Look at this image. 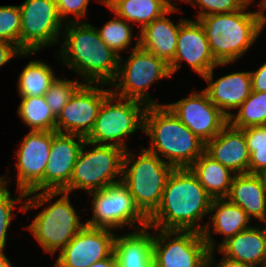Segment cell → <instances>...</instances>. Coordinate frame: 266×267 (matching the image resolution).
Instances as JSON below:
<instances>
[{
    "label": "cell",
    "mask_w": 266,
    "mask_h": 267,
    "mask_svg": "<svg viewBox=\"0 0 266 267\" xmlns=\"http://www.w3.org/2000/svg\"><path fill=\"white\" fill-rule=\"evenodd\" d=\"M211 202V196L190 168H174L157 210L148 218V226L151 229L202 233L205 226L198 221L210 214Z\"/></svg>",
    "instance_id": "6da1fadb"
},
{
    "label": "cell",
    "mask_w": 266,
    "mask_h": 267,
    "mask_svg": "<svg viewBox=\"0 0 266 267\" xmlns=\"http://www.w3.org/2000/svg\"><path fill=\"white\" fill-rule=\"evenodd\" d=\"M64 27V43L59 52L62 64L75 71L84 83L110 85L116 78L120 56L91 24L70 22Z\"/></svg>",
    "instance_id": "7a4b0ae2"
},
{
    "label": "cell",
    "mask_w": 266,
    "mask_h": 267,
    "mask_svg": "<svg viewBox=\"0 0 266 267\" xmlns=\"http://www.w3.org/2000/svg\"><path fill=\"white\" fill-rule=\"evenodd\" d=\"M258 11L247 8L230 13L199 18L208 39L211 54L217 63H234L254 44L266 24L265 3Z\"/></svg>",
    "instance_id": "3957f363"
},
{
    "label": "cell",
    "mask_w": 266,
    "mask_h": 267,
    "mask_svg": "<svg viewBox=\"0 0 266 267\" xmlns=\"http://www.w3.org/2000/svg\"><path fill=\"white\" fill-rule=\"evenodd\" d=\"M143 132L150 137V147L146 150L161 156L174 168H189L205 152V142L166 104L147 106Z\"/></svg>",
    "instance_id": "277c9868"
},
{
    "label": "cell",
    "mask_w": 266,
    "mask_h": 267,
    "mask_svg": "<svg viewBox=\"0 0 266 267\" xmlns=\"http://www.w3.org/2000/svg\"><path fill=\"white\" fill-rule=\"evenodd\" d=\"M58 195L61 197L57 201L40 211L33 222L25 227L42 246L43 251L51 253L52 256L58 250L61 252L86 225L85 222L79 221V215L69 199L70 193L63 190L29 192L27 200L20 208V211L27 213L30 208L38 209Z\"/></svg>",
    "instance_id": "5b68a950"
},
{
    "label": "cell",
    "mask_w": 266,
    "mask_h": 267,
    "mask_svg": "<svg viewBox=\"0 0 266 267\" xmlns=\"http://www.w3.org/2000/svg\"><path fill=\"white\" fill-rule=\"evenodd\" d=\"M131 152L127 149L124 153L121 182L148 219L157 210L174 167L146 149H142L137 158Z\"/></svg>",
    "instance_id": "8992f818"
},
{
    "label": "cell",
    "mask_w": 266,
    "mask_h": 267,
    "mask_svg": "<svg viewBox=\"0 0 266 267\" xmlns=\"http://www.w3.org/2000/svg\"><path fill=\"white\" fill-rule=\"evenodd\" d=\"M136 38V45L126 62H122L121 56L119 58L116 78L110 84L111 92L122 98L140 101L146 106L160 105L148 94L149 87L155 80L171 78L169 65L140 48L139 36Z\"/></svg>",
    "instance_id": "52a82bcc"
},
{
    "label": "cell",
    "mask_w": 266,
    "mask_h": 267,
    "mask_svg": "<svg viewBox=\"0 0 266 267\" xmlns=\"http://www.w3.org/2000/svg\"><path fill=\"white\" fill-rule=\"evenodd\" d=\"M146 108L140 101L122 98L111 92L100 106L94 128L86 141L117 146L126 151L124 139L137 129H144Z\"/></svg>",
    "instance_id": "ba28073f"
},
{
    "label": "cell",
    "mask_w": 266,
    "mask_h": 267,
    "mask_svg": "<svg viewBox=\"0 0 266 267\" xmlns=\"http://www.w3.org/2000/svg\"><path fill=\"white\" fill-rule=\"evenodd\" d=\"M87 145L94 147L85 152ZM124 153L125 150L117 146L85 141L73 167L69 185L63 191L70 193L83 189L89 193L121 182ZM118 176L121 178L117 179Z\"/></svg>",
    "instance_id": "9c48e42d"
},
{
    "label": "cell",
    "mask_w": 266,
    "mask_h": 267,
    "mask_svg": "<svg viewBox=\"0 0 266 267\" xmlns=\"http://www.w3.org/2000/svg\"><path fill=\"white\" fill-rule=\"evenodd\" d=\"M154 230L157 235H153V267H212L214 264V249L209 250L202 233Z\"/></svg>",
    "instance_id": "30bf717a"
},
{
    "label": "cell",
    "mask_w": 266,
    "mask_h": 267,
    "mask_svg": "<svg viewBox=\"0 0 266 267\" xmlns=\"http://www.w3.org/2000/svg\"><path fill=\"white\" fill-rule=\"evenodd\" d=\"M88 194L93 197V215L85 222L86 225L111 230L127 225L133 226L135 230L148 226V219L137 208L128 188L122 182Z\"/></svg>",
    "instance_id": "8fae6325"
},
{
    "label": "cell",
    "mask_w": 266,
    "mask_h": 267,
    "mask_svg": "<svg viewBox=\"0 0 266 267\" xmlns=\"http://www.w3.org/2000/svg\"><path fill=\"white\" fill-rule=\"evenodd\" d=\"M21 12L20 51L38 52L57 45L65 23L60 19L57 5L50 0H25Z\"/></svg>",
    "instance_id": "7c38bea8"
},
{
    "label": "cell",
    "mask_w": 266,
    "mask_h": 267,
    "mask_svg": "<svg viewBox=\"0 0 266 267\" xmlns=\"http://www.w3.org/2000/svg\"><path fill=\"white\" fill-rule=\"evenodd\" d=\"M103 85L83 83L56 117L55 131L86 139L94 128L100 106L111 93V88L104 89Z\"/></svg>",
    "instance_id": "4fadbf2b"
},
{
    "label": "cell",
    "mask_w": 266,
    "mask_h": 267,
    "mask_svg": "<svg viewBox=\"0 0 266 267\" xmlns=\"http://www.w3.org/2000/svg\"><path fill=\"white\" fill-rule=\"evenodd\" d=\"M51 144L52 131H30L25 135L15 151L18 191H45V168Z\"/></svg>",
    "instance_id": "5bb4252c"
},
{
    "label": "cell",
    "mask_w": 266,
    "mask_h": 267,
    "mask_svg": "<svg viewBox=\"0 0 266 267\" xmlns=\"http://www.w3.org/2000/svg\"><path fill=\"white\" fill-rule=\"evenodd\" d=\"M114 232L85 225L64 247L52 267H89L114 252Z\"/></svg>",
    "instance_id": "9a60e30c"
},
{
    "label": "cell",
    "mask_w": 266,
    "mask_h": 267,
    "mask_svg": "<svg viewBox=\"0 0 266 267\" xmlns=\"http://www.w3.org/2000/svg\"><path fill=\"white\" fill-rule=\"evenodd\" d=\"M179 120L205 143L213 139L228 124V117L209 99L207 93L190 96L166 104Z\"/></svg>",
    "instance_id": "2e32d148"
},
{
    "label": "cell",
    "mask_w": 266,
    "mask_h": 267,
    "mask_svg": "<svg viewBox=\"0 0 266 267\" xmlns=\"http://www.w3.org/2000/svg\"><path fill=\"white\" fill-rule=\"evenodd\" d=\"M186 61L202 78L212 69L227 63H217L213 58L203 26L198 20L187 19L179 29L177 48L169 64L171 75ZM181 62V63H180Z\"/></svg>",
    "instance_id": "e0dca14e"
},
{
    "label": "cell",
    "mask_w": 266,
    "mask_h": 267,
    "mask_svg": "<svg viewBox=\"0 0 266 267\" xmlns=\"http://www.w3.org/2000/svg\"><path fill=\"white\" fill-rule=\"evenodd\" d=\"M86 139L52 131V144L45 168V191H62L70 182L73 167Z\"/></svg>",
    "instance_id": "ac0fdd59"
},
{
    "label": "cell",
    "mask_w": 266,
    "mask_h": 267,
    "mask_svg": "<svg viewBox=\"0 0 266 267\" xmlns=\"http://www.w3.org/2000/svg\"><path fill=\"white\" fill-rule=\"evenodd\" d=\"M213 70L214 68L203 77L208 83L203 90L210 101L222 113L230 117L232 114L230 109H238L252 92L250 71L233 72L214 81Z\"/></svg>",
    "instance_id": "d6986e66"
},
{
    "label": "cell",
    "mask_w": 266,
    "mask_h": 267,
    "mask_svg": "<svg viewBox=\"0 0 266 267\" xmlns=\"http://www.w3.org/2000/svg\"><path fill=\"white\" fill-rule=\"evenodd\" d=\"M205 152L235 174L248 173L249 152L242 129L229 123L205 143Z\"/></svg>",
    "instance_id": "ffe728a7"
},
{
    "label": "cell",
    "mask_w": 266,
    "mask_h": 267,
    "mask_svg": "<svg viewBox=\"0 0 266 267\" xmlns=\"http://www.w3.org/2000/svg\"><path fill=\"white\" fill-rule=\"evenodd\" d=\"M179 11L178 8L169 9L161 17L145 25L139 34V47L163 59L168 65L173 61L177 48V37L180 26L187 20L181 18L174 24L169 13Z\"/></svg>",
    "instance_id": "44dd1931"
},
{
    "label": "cell",
    "mask_w": 266,
    "mask_h": 267,
    "mask_svg": "<svg viewBox=\"0 0 266 267\" xmlns=\"http://www.w3.org/2000/svg\"><path fill=\"white\" fill-rule=\"evenodd\" d=\"M212 212L213 215H211L210 218L213 226H210V222L208 224L206 223L205 229L202 232L209 250L218 247L211 236L210 230H212V228L215 233L223 234L225 236L219 244L220 246L228 238L251 227L248 225L251 219L247 216L246 212L238 205L229 202L226 198L212 199L210 214H212Z\"/></svg>",
    "instance_id": "7402d4cb"
},
{
    "label": "cell",
    "mask_w": 266,
    "mask_h": 267,
    "mask_svg": "<svg viewBox=\"0 0 266 267\" xmlns=\"http://www.w3.org/2000/svg\"><path fill=\"white\" fill-rule=\"evenodd\" d=\"M222 255L256 267L266 265V227H253L224 241L218 249Z\"/></svg>",
    "instance_id": "603a6c76"
},
{
    "label": "cell",
    "mask_w": 266,
    "mask_h": 267,
    "mask_svg": "<svg viewBox=\"0 0 266 267\" xmlns=\"http://www.w3.org/2000/svg\"><path fill=\"white\" fill-rule=\"evenodd\" d=\"M149 228L115 235L114 254L118 267H153V233Z\"/></svg>",
    "instance_id": "cb8c5ba5"
},
{
    "label": "cell",
    "mask_w": 266,
    "mask_h": 267,
    "mask_svg": "<svg viewBox=\"0 0 266 267\" xmlns=\"http://www.w3.org/2000/svg\"><path fill=\"white\" fill-rule=\"evenodd\" d=\"M225 198L241 207L250 219L266 223V194L257 174H235Z\"/></svg>",
    "instance_id": "d4e9b609"
},
{
    "label": "cell",
    "mask_w": 266,
    "mask_h": 267,
    "mask_svg": "<svg viewBox=\"0 0 266 267\" xmlns=\"http://www.w3.org/2000/svg\"><path fill=\"white\" fill-rule=\"evenodd\" d=\"M189 168L212 199L225 198L228 195L235 173L206 152L200 155Z\"/></svg>",
    "instance_id": "484cf974"
},
{
    "label": "cell",
    "mask_w": 266,
    "mask_h": 267,
    "mask_svg": "<svg viewBox=\"0 0 266 267\" xmlns=\"http://www.w3.org/2000/svg\"><path fill=\"white\" fill-rule=\"evenodd\" d=\"M109 9L128 23L137 22L140 30L169 10L161 0H117Z\"/></svg>",
    "instance_id": "4316f807"
},
{
    "label": "cell",
    "mask_w": 266,
    "mask_h": 267,
    "mask_svg": "<svg viewBox=\"0 0 266 267\" xmlns=\"http://www.w3.org/2000/svg\"><path fill=\"white\" fill-rule=\"evenodd\" d=\"M53 69L49 64L40 60L30 61L18 78L19 96H44L51 84L56 80Z\"/></svg>",
    "instance_id": "83f0119b"
},
{
    "label": "cell",
    "mask_w": 266,
    "mask_h": 267,
    "mask_svg": "<svg viewBox=\"0 0 266 267\" xmlns=\"http://www.w3.org/2000/svg\"><path fill=\"white\" fill-rule=\"evenodd\" d=\"M17 114L30 131H55L56 116L44 96L21 97Z\"/></svg>",
    "instance_id": "f1b7e54d"
},
{
    "label": "cell",
    "mask_w": 266,
    "mask_h": 267,
    "mask_svg": "<svg viewBox=\"0 0 266 267\" xmlns=\"http://www.w3.org/2000/svg\"><path fill=\"white\" fill-rule=\"evenodd\" d=\"M238 113L228 117V123L238 129L266 125V92L252 91L238 107Z\"/></svg>",
    "instance_id": "f546056e"
},
{
    "label": "cell",
    "mask_w": 266,
    "mask_h": 267,
    "mask_svg": "<svg viewBox=\"0 0 266 267\" xmlns=\"http://www.w3.org/2000/svg\"><path fill=\"white\" fill-rule=\"evenodd\" d=\"M107 21L102 28H96L99 37L119 56L122 50H126L132 43L133 30L131 23L118 17Z\"/></svg>",
    "instance_id": "4dcf8cb0"
},
{
    "label": "cell",
    "mask_w": 266,
    "mask_h": 267,
    "mask_svg": "<svg viewBox=\"0 0 266 267\" xmlns=\"http://www.w3.org/2000/svg\"><path fill=\"white\" fill-rule=\"evenodd\" d=\"M249 152L248 173L257 174L266 169V125L242 129Z\"/></svg>",
    "instance_id": "1f68e13d"
},
{
    "label": "cell",
    "mask_w": 266,
    "mask_h": 267,
    "mask_svg": "<svg viewBox=\"0 0 266 267\" xmlns=\"http://www.w3.org/2000/svg\"><path fill=\"white\" fill-rule=\"evenodd\" d=\"M4 175L0 177V249H4L7 241V230L11 224L12 217H17L16 214L13 216L12 211L15 208V204L19 203L22 200H25L27 193L22 190H19L17 197L11 198V193L7 189L9 178Z\"/></svg>",
    "instance_id": "d6a6232c"
},
{
    "label": "cell",
    "mask_w": 266,
    "mask_h": 267,
    "mask_svg": "<svg viewBox=\"0 0 266 267\" xmlns=\"http://www.w3.org/2000/svg\"><path fill=\"white\" fill-rule=\"evenodd\" d=\"M84 82L72 81L57 77L44 95L45 101L57 117L63 107L68 103L74 92Z\"/></svg>",
    "instance_id": "836d02e7"
},
{
    "label": "cell",
    "mask_w": 266,
    "mask_h": 267,
    "mask_svg": "<svg viewBox=\"0 0 266 267\" xmlns=\"http://www.w3.org/2000/svg\"><path fill=\"white\" fill-rule=\"evenodd\" d=\"M21 12L19 6H0V40L20 50Z\"/></svg>",
    "instance_id": "e575fe53"
},
{
    "label": "cell",
    "mask_w": 266,
    "mask_h": 267,
    "mask_svg": "<svg viewBox=\"0 0 266 267\" xmlns=\"http://www.w3.org/2000/svg\"><path fill=\"white\" fill-rule=\"evenodd\" d=\"M252 2L253 0H188L189 4L201 9L199 14H196L197 20L212 14L239 11L248 8Z\"/></svg>",
    "instance_id": "d590c367"
},
{
    "label": "cell",
    "mask_w": 266,
    "mask_h": 267,
    "mask_svg": "<svg viewBox=\"0 0 266 267\" xmlns=\"http://www.w3.org/2000/svg\"><path fill=\"white\" fill-rule=\"evenodd\" d=\"M90 0H60L57 4V11L60 19L66 24L70 22H80L81 18L86 17V12ZM70 14L78 19L67 18Z\"/></svg>",
    "instance_id": "8d00e7d4"
},
{
    "label": "cell",
    "mask_w": 266,
    "mask_h": 267,
    "mask_svg": "<svg viewBox=\"0 0 266 267\" xmlns=\"http://www.w3.org/2000/svg\"><path fill=\"white\" fill-rule=\"evenodd\" d=\"M35 52H21L14 44L0 40V67L8 63L11 58L28 57Z\"/></svg>",
    "instance_id": "74e56055"
},
{
    "label": "cell",
    "mask_w": 266,
    "mask_h": 267,
    "mask_svg": "<svg viewBox=\"0 0 266 267\" xmlns=\"http://www.w3.org/2000/svg\"><path fill=\"white\" fill-rule=\"evenodd\" d=\"M252 91L266 92V62L250 72Z\"/></svg>",
    "instance_id": "f35d334b"
},
{
    "label": "cell",
    "mask_w": 266,
    "mask_h": 267,
    "mask_svg": "<svg viewBox=\"0 0 266 267\" xmlns=\"http://www.w3.org/2000/svg\"><path fill=\"white\" fill-rule=\"evenodd\" d=\"M215 264H216L215 267H256L252 264H247V263L239 262L237 260L230 259L225 255H223L222 259L218 263H215Z\"/></svg>",
    "instance_id": "ab89813d"
},
{
    "label": "cell",
    "mask_w": 266,
    "mask_h": 267,
    "mask_svg": "<svg viewBox=\"0 0 266 267\" xmlns=\"http://www.w3.org/2000/svg\"><path fill=\"white\" fill-rule=\"evenodd\" d=\"M89 267H118V264L116 256L113 252L108 258L95 262Z\"/></svg>",
    "instance_id": "60d3db41"
},
{
    "label": "cell",
    "mask_w": 266,
    "mask_h": 267,
    "mask_svg": "<svg viewBox=\"0 0 266 267\" xmlns=\"http://www.w3.org/2000/svg\"><path fill=\"white\" fill-rule=\"evenodd\" d=\"M0 267H13V264L5 256L4 249H0Z\"/></svg>",
    "instance_id": "b9f144b4"
},
{
    "label": "cell",
    "mask_w": 266,
    "mask_h": 267,
    "mask_svg": "<svg viewBox=\"0 0 266 267\" xmlns=\"http://www.w3.org/2000/svg\"><path fill=\"white\" fill-rule=\"evenodd\" d=\"M257 176L260 178L262 186H263V189H264L265 194H266V169L262 170V171H259L257 173Z\"/></svg>",
    "instance_id": "7bdbcfd3"
},
{
    "label": "cell",
    "mask_w": 266,
    "mask_h": 267,
    "mask_svg": "<svg viewBox=\"0 0 266 267\" xmlns=\"http://www.w3.org/2000/svg\"><path fill=\"white\" fill-rule=\"evenodd\" d=\"M169 9H175L177 8L172 2L171 0H161ZM186 3H188V0H182Z\"/></svg>",
    "instance_id": "ee69618b"
},
{
    "label": "cell",
    "mask_w": 266,
    "mask_h": 267,
    "mask_svg": "<svg viewBox=\"0 0 266 267\" xmlns=\"http://www.w3.org/2000/svg\"><path fill=\"white\" fill-rule=\"evenodd\" d=\"M100 1L101 3H103L104 5H106V7H110L111 5H113L117 0H97Z\"/></svg>",
    "instance_id": "f6af8a7d"
},
{
    "label": "cell",
    "mask_w": 266,
    "mask_h": 267,
    "mask_svg": "<svg viewBox=\"0 0 266 267\" xmlns=\"http://www.w3.org/2000/svg\"><path fill=\"white\" fill-rule=\"evenodd\" d=\"M50 1L54 2L57 5L60 0H50Z\"/></svg>",
    "instance_id": "bcb514c9"
}]
</instances>
